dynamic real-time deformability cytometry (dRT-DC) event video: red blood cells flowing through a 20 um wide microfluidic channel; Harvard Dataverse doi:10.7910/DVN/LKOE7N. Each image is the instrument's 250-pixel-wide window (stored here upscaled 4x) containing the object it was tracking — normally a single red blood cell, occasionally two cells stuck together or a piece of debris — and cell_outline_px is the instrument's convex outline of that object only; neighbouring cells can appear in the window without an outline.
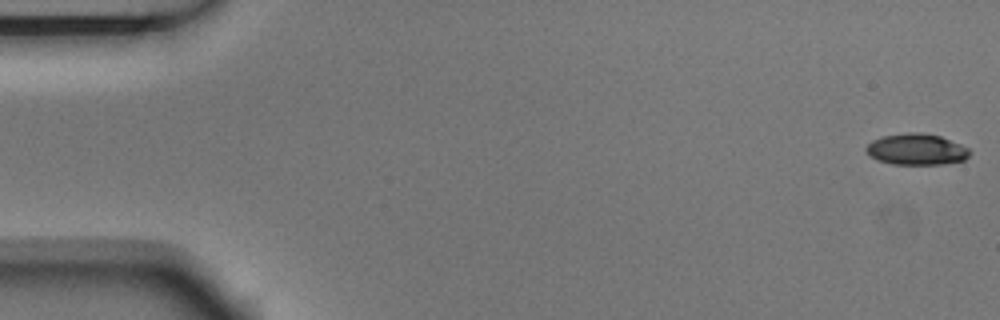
{"species": "Egyptian fruit bat (a non-hibernating species)", "species_latin": "Rousettus aegyptiacus", "temperature_condition": "room temperature", "stored_images_in_passage": 6, "camera_frame_rate_fps": 3000, "um_per_image_px": 0.085, "animal": {"sex": "male"}, "frame": {"image": 1, "passage_image": 1, "time_ms": 0.0, "image_size_px": [1000, 320], "cell_outline_px": [[972, 152], [964, 160], [944, 164], [892, 164], [876, 160], [864, 148], [872, 140], [884, 136], [908, 132], [920, 132], [940, 136], [960, 144], [968, 148]], "centroid_in_image_um": [77.91, 12.69], "position_along_channel_um": 7.1, "area_um2": 18.79}}